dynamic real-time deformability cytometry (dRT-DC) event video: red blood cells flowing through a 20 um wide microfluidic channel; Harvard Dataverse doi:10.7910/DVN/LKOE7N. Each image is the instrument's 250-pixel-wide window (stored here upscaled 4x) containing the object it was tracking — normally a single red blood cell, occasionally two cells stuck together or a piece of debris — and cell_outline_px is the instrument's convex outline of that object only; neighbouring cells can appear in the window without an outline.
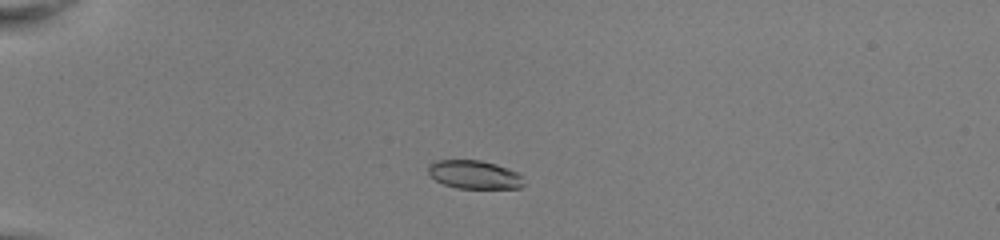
{"species": "common noctule bat (a hibernating species)", "species_latin": "Nyctalus noctula", "temperature_condition": "room temperature", "stored_images_in_passage": 49, "camera_frame_rate_fps": 3000, "um_per_image_px": 0.085, "animal": {"sex": "female", "body_mass_g": 22.0, "forearm_length_mm": 56.7}, "frame": {"image": 1, "passage_image": 12, "time_ms": 3.667, "image_size_px": [1000, 240], "cell_outline_px": [[524, 184], [520, 188], [456, 188], [444, 184], [436, 180], [428, 172], [428, 164], [436, 160], [480, 160], [496, 164], [508, 168], [516, 172], [520, 176]], "centroid_in_image_um": [40.29, 14.83], "position_along_channel_um": 44.7, "area_um2": 15.72}}
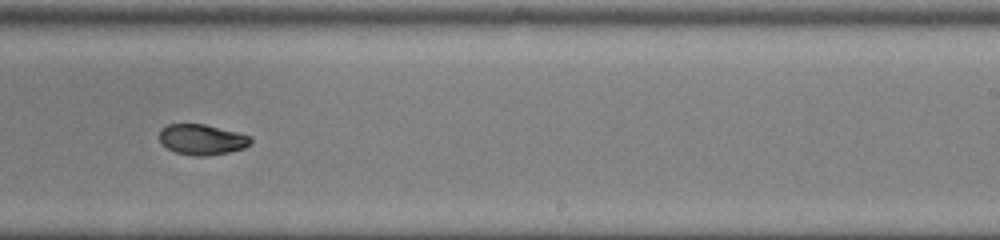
{"frame": {"image": 2, "passage_image": 32, "time_ms": 10.333, "image_size_px": [1000, 240], "cell_outline_px": [[252, 144], [244, 148], [228, 152], [208, 156], [192, 156], [176, 152], [168, 148], [160, 140], [160, 128], [168, 124], [204, 124], [252, 136]], "centroid_in_image_um": [17.19, 11.86], "position_along_channel_um": 271.8, "area_um2": 16.24}}
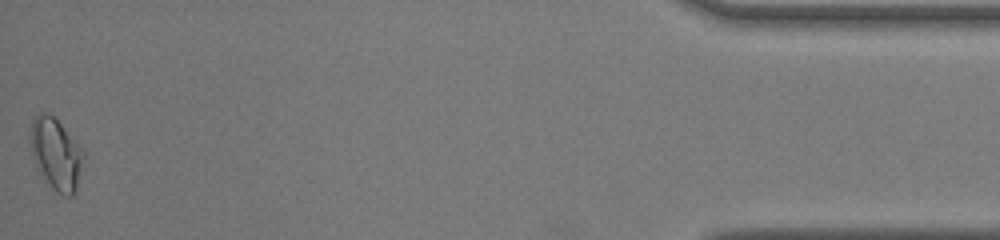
{"frame": {"image": 3, "passage_image": 49, "time_ms": 16.0, "image_size_px": [1000, 240], "cell_outline_px": [[84, 156], [76, 188], [72, 196], [64, 196], [56, 192], [52, 188], [36, 168], [28, 140], [28, 132], [32, 120], [40, 112], [48, 112], [56, 116], [84, 152]], "centroid_in_image_um": [4.71, 13.03], "position_along_channel_um": 430.5, "area_um2": 22.48}, "authors_computed_cell_mechanics": {"area_um2": 17.051, "velocity_mm_per_s": 4.0624, "shape_relaxation_time_tau1_ms": 3.0677, "shape_relaxation_time_tau2_ms": 2.0761, "deformation_change_tau1": 0.137, "deformation_change_tau2": 0.0258}}